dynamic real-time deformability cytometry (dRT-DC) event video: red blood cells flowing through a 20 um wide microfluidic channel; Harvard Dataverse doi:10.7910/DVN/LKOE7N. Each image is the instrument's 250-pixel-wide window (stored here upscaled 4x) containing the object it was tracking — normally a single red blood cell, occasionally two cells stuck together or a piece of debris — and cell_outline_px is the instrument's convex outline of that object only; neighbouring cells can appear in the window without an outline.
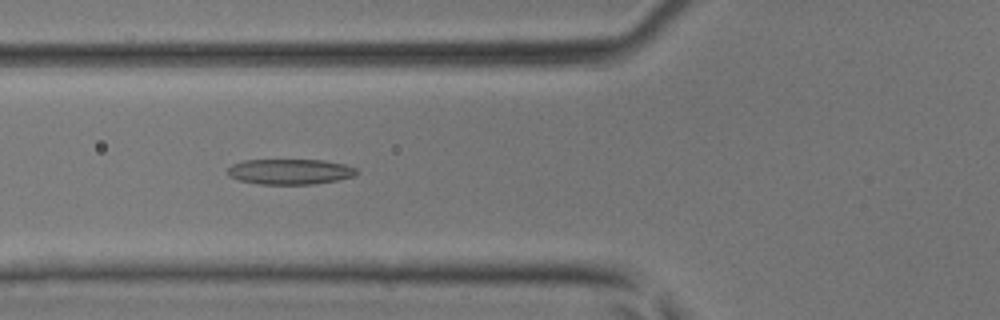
{"species": "common noctule bat (a hibernating species)", "species_latin": "Nyctalus noctula", "temperature_condition": "room temperature", "stored_images_in_passage": 41, "camera_frame_rate_fps": 3000, "um_per_image_px": 0.085, "animal": {"sex": "male", "body_mass_g": 17.9, "forearm_length_mm": 54.2}, "frame": {"image": 1, "passage_image": 14, "time_ms": 4.333, "image_size_px": [1000, 320], "cell_outline_px": [[356, 176], [336, 180], [312, 184], [260, 184], [240, 180], [228, 176], [228, 168], [232, 164], [244, 160], [324, 160], [344, 164], [356, 168]], "centroid_in_image_um": [24.64, 14.58], "position_along_channel_um": 101.2, "area_um2": 19.02}}
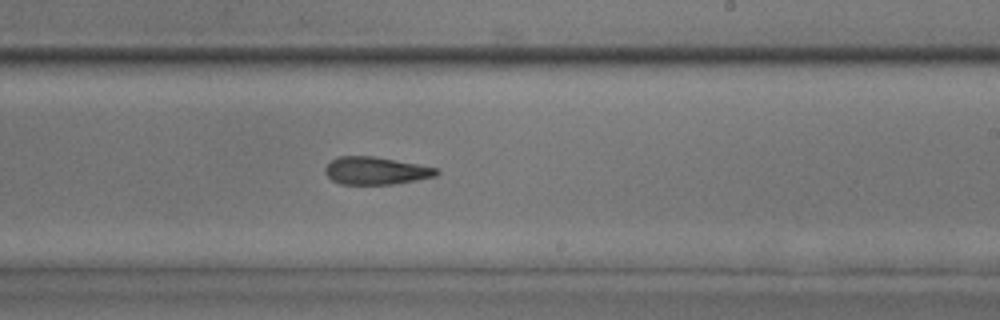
{"frame": {"image": 2, "passage_image": 24, "time_ms": 7.667, "image_size_px": [1000, 320], "cell_outline_px": [[440, 172], [436, 176], [416, 180], [392, 184], [340, 184], [332, 180], [324, 172], [324, 168], [336, 156], [376, 156], [436, 168]], "centroid_in_image_um": [31.91, 14.51], "position_along_channel_um": 257.1, "area_um2": 17.86}}
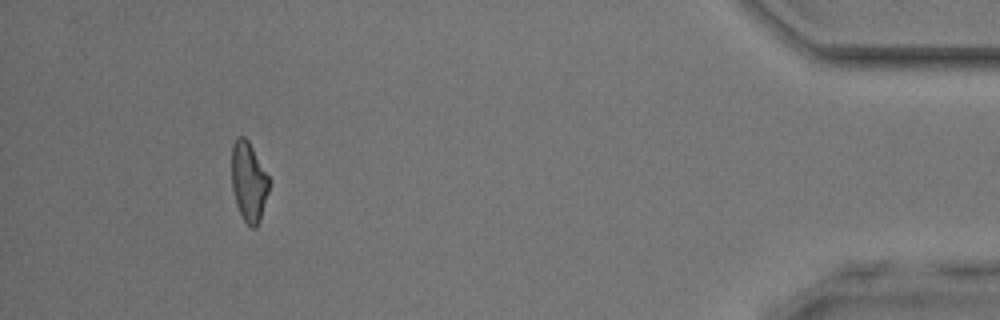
{"frame": {"image": 3, "passage_image": 38, "time_ms": 12.333, "image_size_px": [1000, 320], "cell_outline_px": [[268, 192], [260, 220], [256, 228], [252, 228], [244, 220], [236, 204], [232, 188], [232, 144], [236, 136], [244, 136], [248, 140], [268, 176]], "centroid_in_image_um": [21.12, 15.43], "position_along_channel_um": 414.1, "area_um2": 17.11}}